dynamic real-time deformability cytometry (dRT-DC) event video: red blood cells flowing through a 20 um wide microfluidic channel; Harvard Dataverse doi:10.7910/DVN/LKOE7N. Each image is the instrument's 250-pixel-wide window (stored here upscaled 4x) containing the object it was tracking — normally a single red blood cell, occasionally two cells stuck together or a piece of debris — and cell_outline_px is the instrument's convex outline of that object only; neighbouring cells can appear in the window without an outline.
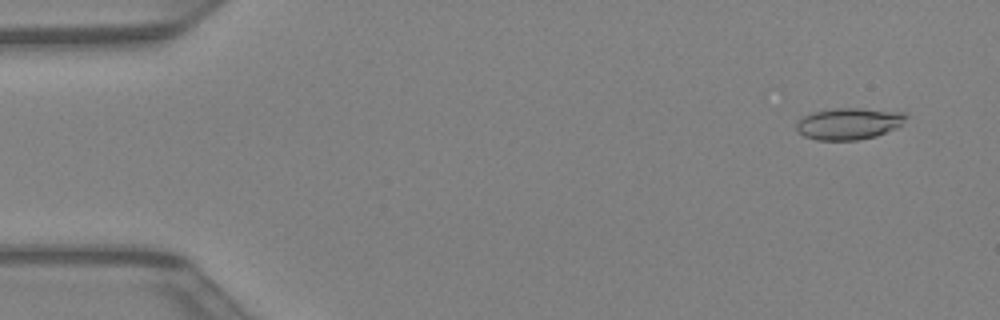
{"species": "Egyptian fruit bat (a non-hibernating species)", "species_latin": "Rousettus aegyptiacus", "temperature_condition": "warm", "stored_images_in_passage": 25, "camera_frame_rate_fps": 3000, "um_per_image_px": 0.085, "animal": {"sex": "female"}, "frame": {"image": 1, "passage_image": 3, "time_ms": 0.667, "image_size_px": [1000, 320], "cell_outline_px": [[908, 116], [896, 128], [876, 136], [856, 140], [816, 140], [804, 136], [796, 128], [796, 124], [804, 116], [812, 112], [836, 108], [860, 108], [904, 112]], "centroid_in_image_um": [72.15, 10.51], "position_along_channel_um": 12.8, "area_um2": 20.06}}
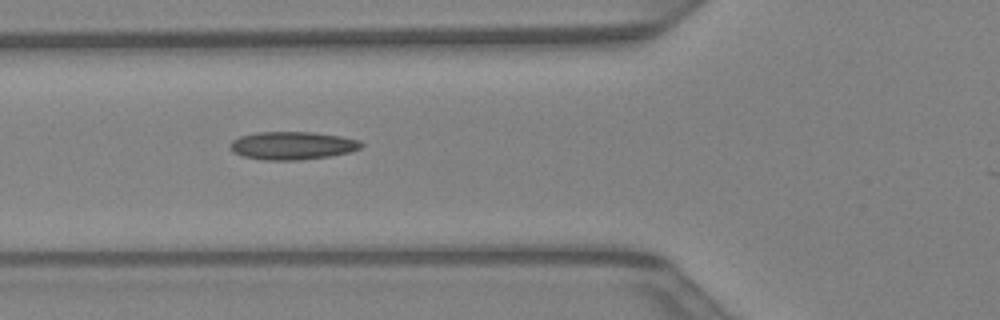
{"frame": {"image": 2, "passage_image": 16, "time_ms": 5.0, "image_size_px": [1000, 320], "cell_outline_px": [[364, 144], [360, 148], [348, 152], [328, 156], [296, 160], [264, 160], [244, 156], [232, 152], [228, 148], [228, 144], [232, 140], [240, 136], [256, 132], [312, 132], [340, 136], [360, 140]], "centroid_in_image_um": [24.8, 12.36], "position_along_channel_um": 101.0, "area_um2": 21.39}}
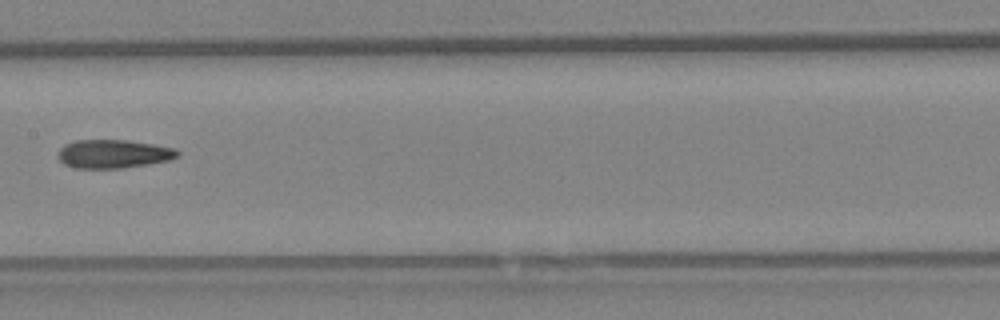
{"frame": {"image": 3, "passage_image": 22, "time_ms": 7.0, "image_size_px": [1000, 320], "cell_outline_px": [[180, 156], [172, 160], [124, 168], [76, 168], [64, 164], [56, 156], [60, 148], [64, 144], [76, 140], [124, 140], [152, 144], [176, 148], [180, 152]], "centroid_in_image_um": [9.66, 13.08], "position_along_channel_um": 197.7, "area_um2": 20.06}}